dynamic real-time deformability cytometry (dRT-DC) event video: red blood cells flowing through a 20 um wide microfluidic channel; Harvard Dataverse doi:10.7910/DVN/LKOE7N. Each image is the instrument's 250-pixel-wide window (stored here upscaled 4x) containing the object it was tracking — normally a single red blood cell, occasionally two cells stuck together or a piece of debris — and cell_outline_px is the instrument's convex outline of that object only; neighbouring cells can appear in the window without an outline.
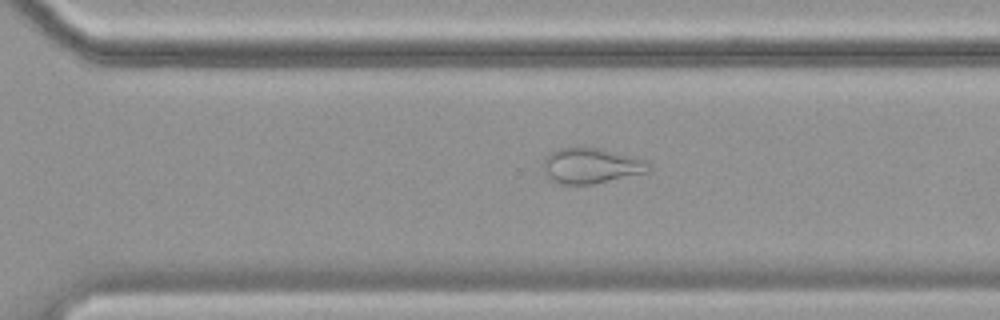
{"species": "common noctule bat (a hibernating species)", "species_latin": "Nyctalus noctula", "temperature_condition": "cold", "stored_images_in_passage": 44, "camera_frame_rate_fps": 3000, "um_per_image_px": 0.085, "animal": {"sex": "female", "body_mass_g": 19.9}, "frame": {"image": 1, "passage_image": 27, "time_ms": 8.667, "image_size_px": [1000, 320], "cell_outline_px": [[648, 172], [592, 184], [560, 184], [548, 180], [544, 172], [544, 156], [548, 152], [556, 148], [580, 144], [600, 148], [632, 156], [648, 164]], "centroid_in_image_um": [50.11, 14.04], "position_along_channel_um": 320.5, "area_um2": 22.25}}
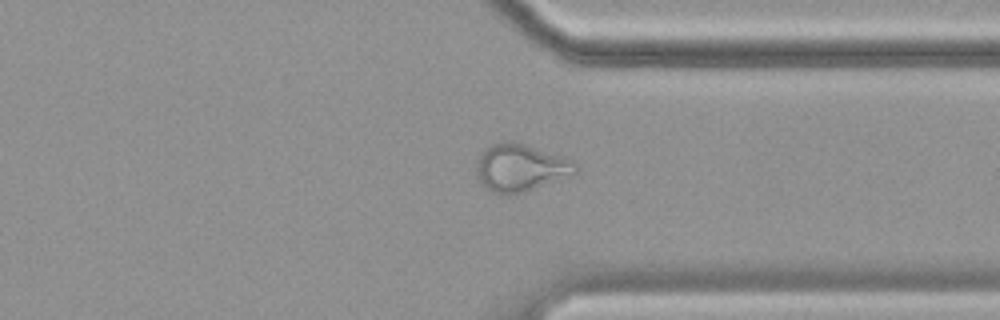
{"frame": {"image": 2, "passage_image": 31, "time_ms": 10.0, "image_size_px": [1000, 320], "cell_outline_px": [[576, 172], [532, 188], [520, 192], [492, 192], [480, 184], [476, 180], [476, 160], [484, 148], [500, 140], [512, 140], [564, 156], [572, 160], [576, 168]], "centroid_in_image_um": [44.14, 14.19], "position_along_channel_um": 367.3, "area_um2": 26.93}}
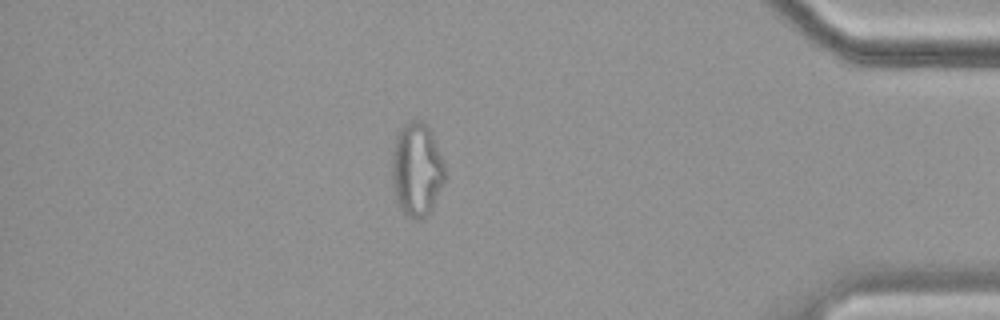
{"frame": {"image": 3, "passage_image": 37, "time_ms": 12.0, "image_size_px": [1000, 320], "cell_outline_px": [[444, 180], [432, 212], [416, 220], [408, 216], [400, 208], [396, 200], [392, 180], [392, 152], [396, 136], [400, 128], [404, 124], [412, 120], [420, 120], [428, 124], [444, 164]], "centroid_in_image_um": [35.41, 14.41], "position_along_channel_um": 399.8, "area_um2": 28.9}, "authors_computed_cell_mechanics": {"area_um2": 23.7269, "velocity_mm_per_s": 3.5135, "shape_relaxation_time_tau1_ms": null, "shape_relaxation_time_tau2_ms": 1.958, "deformation_change_tau1": null, "deformation_change_tau2": 0.1006}}